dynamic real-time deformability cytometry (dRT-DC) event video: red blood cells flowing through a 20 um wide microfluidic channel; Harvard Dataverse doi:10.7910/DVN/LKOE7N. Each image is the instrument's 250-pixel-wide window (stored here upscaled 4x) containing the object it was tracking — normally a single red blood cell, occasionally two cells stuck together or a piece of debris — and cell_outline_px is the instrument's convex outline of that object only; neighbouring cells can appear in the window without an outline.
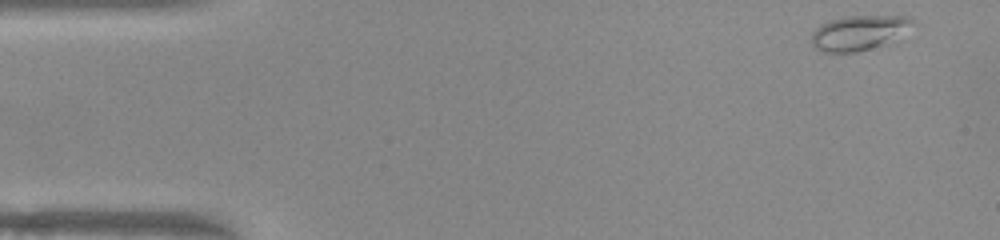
{"species": "common noctule bat (a hibernating species)", "species_latin": "Nyctalus noctula", "temperature_condition": "warm", "stored_images_in_passage": 49, "camera_frame_rate_fps": 3000, "um_per_image_px": 0.085, "animal": {"sex": "female", "body_mass_g": 22.0, "forearm_length_mm": 56.7}, "frame": {"image": 1, "passage_image": 1, "time_ms": 0.0, "image_size_px": [1000, 240], "cell_outline_px": [[920, 24], [884, 44], [856, 52], [824, 52], [816, 48], [812, 44], [812, 32], [820, 24], [844, 16], [912, 16]], "centroid_in_image_um": [73.09, 2.76], "position_along_channel_um": 11.9, "area_um2": 20.69}}
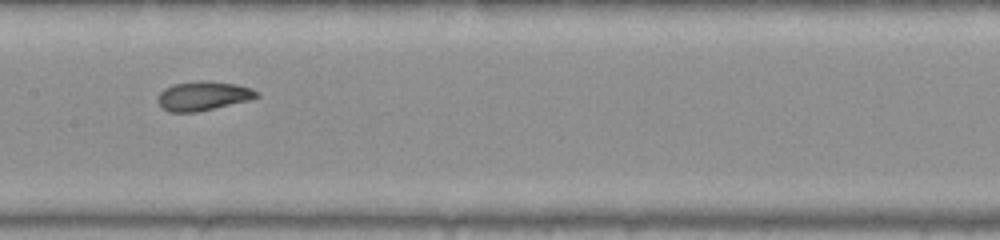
{"frame": {"image": 2, "passage_image": 23, "time_ms": 7.333, "image_size_px": [1000, 240], "cell_outline_px": [[260, 96], [248, 100], [196, 112], [168, 112], [156, 100], [160, 92], [164, 88], [172, 84], [196, 80], [204, 80], [236, 84], [252, 88], [260, 92]], "centroid_in_image_um": [17.26, 8.13], "position_along_channel_um": 190.1, "area_um2": 16.88}}
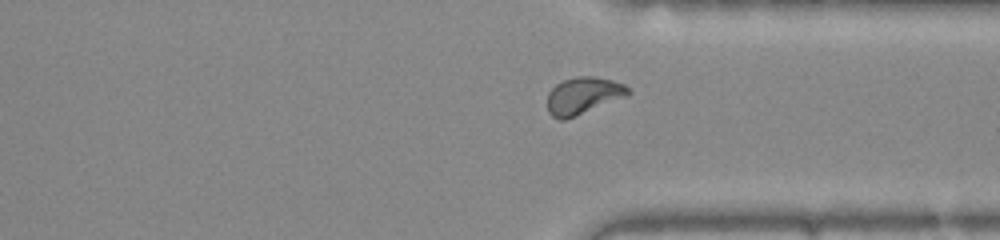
{"frame": {"image": 3, "passage_image": 36, "time_ms": 11.667, "image_size_px": [1000, 240], "cell_outline_px": [[632, 92], [628, 96], [564, 120], [560, 120], [552, 116], [548, 112], [548, 92], [556, 84], [564, 80], [576, 76], [592, 76], [612, 80], [624, 84]], "centroid_in_image_um": [49.58, 8.12], "position_along_channel_um": 361.8, "area_um2": 17.4}, "authors_computed_cell_mechanics": {"area_um2": 16.9932, "velocity_mm_per_s": 3.9688, "shape_relaxation_time_tau1_ms": 8.6816, "shape_relaxation_time_tau2_ms": 0.9472, "deformation_change_tau1": 0.2349, "deformation_change_tau2": 0.0652}}